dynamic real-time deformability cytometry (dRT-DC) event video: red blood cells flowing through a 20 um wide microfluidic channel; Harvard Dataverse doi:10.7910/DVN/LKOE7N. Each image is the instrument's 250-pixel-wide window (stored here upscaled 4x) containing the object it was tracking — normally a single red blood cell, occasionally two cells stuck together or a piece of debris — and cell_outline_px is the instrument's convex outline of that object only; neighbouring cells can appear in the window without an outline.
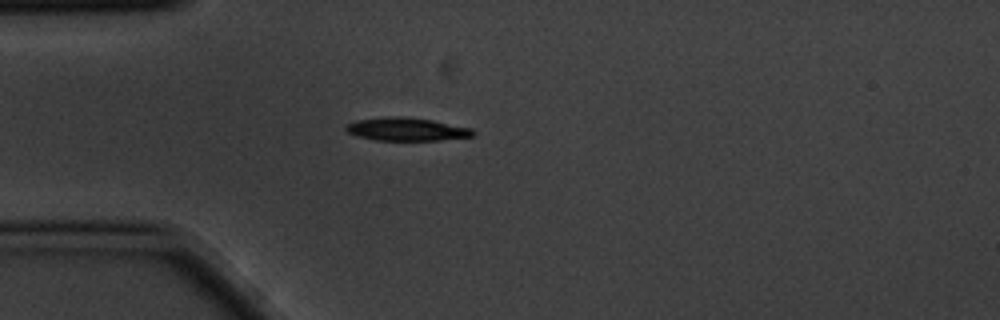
{"species": "common noctule bat (a hibernating species)", "species_latin": "Nyctalus noctula", "temperature_condition": "cold", "stored_images_in_passage": 2, "camera_frame_rate_fps": 3000, "um_per_image_px": 0.085, "animal": {"sex": "male", "body_mass_g": 20.1, "forearm_length_mm": 53.5}, "frame": {"image": 1, "passage_image": 1, "time_ms": 0.0, "image_size_px": [1000, 320], "cell_outline_px": [[476, 132], [472, 136], [440, 140], [376, 140], [356, 136], [348, 132], [344, 128], [348, 124], [356, 120], [384, 116], [400, 116], [432, 120], [472, 128]], "centroid_in_image_um": [34.54, 10.98], "position_along_channel_um": 50.5, "area_um2": 17.11}}